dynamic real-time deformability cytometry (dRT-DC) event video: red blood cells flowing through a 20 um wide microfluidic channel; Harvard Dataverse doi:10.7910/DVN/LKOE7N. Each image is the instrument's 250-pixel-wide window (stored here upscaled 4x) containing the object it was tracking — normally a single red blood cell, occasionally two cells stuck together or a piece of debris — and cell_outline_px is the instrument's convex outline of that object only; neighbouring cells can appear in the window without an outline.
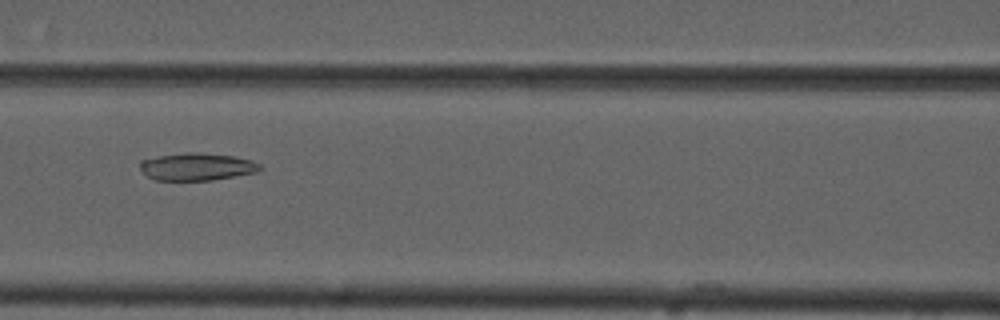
{"species": "common noctule bat (a hibernating species)", "species_latin": "Nyctalus noctula", "temperature_condition": "cold", "stored_images_in_passage": 8, "camera_frame_rate_fps": 3000, "um_per_image_px": 0.085, "animal": {"sex": "male", "forearm_length_mm": 52.5}, "frame": {"image": 1, "passage_image": 6, "time_ms": 7.333, "image_size_px": [1000, 320], "cell_outline_px": [[260, 168], [256, 172], [212, 180], [156, 180], [148, 176], [140, 168], [140, 160], [160, 156], [188, 152], [196, 152], [232, 156], [252, 160], [260, 164]], "centroid_in_image_um": [16.73, 14.17], "position_along_channel_um": 149.9, "area_um2": 18.9}}
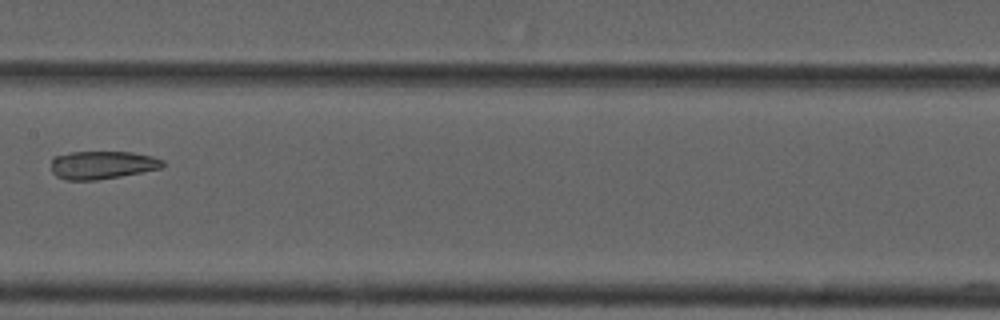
{"frame": {"image": 2, "passage_image": 7, "time_ms": 8.667, "image_size_px": [1000, 320], "cell_outline_px": [[164, 164], [160, 168], [120, 176], [96, 180], [68, 180], [56, 176], [52, 172], [52, 156], [72, 152], [132, 152], [152, 156], [164, 160]], "centroid_in_image_um": [8.66, 14.01], "position_along_channel_um": 198.7, "area_um2": 18.15}}
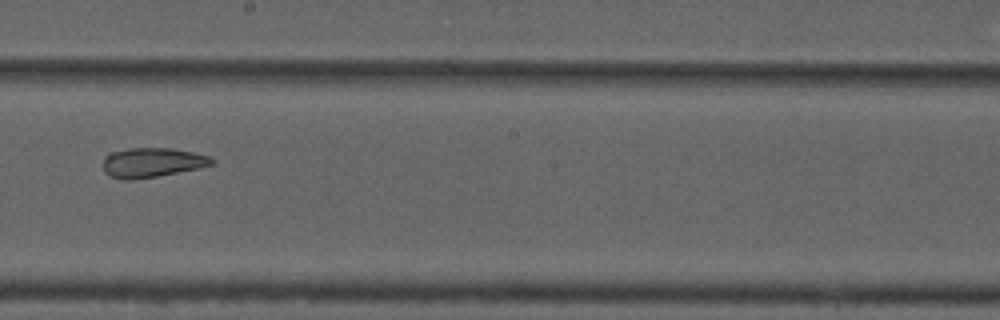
{"frame": {"image": 3, "passage_image": 8, "time_ms": 9.667, "image_size_px": [1000, 320], "cell_outline_px": [[216, 164], [156, 176], [132, 180], [120, 180], [108, 176], [104, 172], [104, 156], [108, 152], [128, 148], [172, 148], [192, 152], [208, 156], [216, 160]], "centroid_in_image_um": [12.88, 13.81], "position_along_channel_um": 235.3, "area_um2": 18.84}}